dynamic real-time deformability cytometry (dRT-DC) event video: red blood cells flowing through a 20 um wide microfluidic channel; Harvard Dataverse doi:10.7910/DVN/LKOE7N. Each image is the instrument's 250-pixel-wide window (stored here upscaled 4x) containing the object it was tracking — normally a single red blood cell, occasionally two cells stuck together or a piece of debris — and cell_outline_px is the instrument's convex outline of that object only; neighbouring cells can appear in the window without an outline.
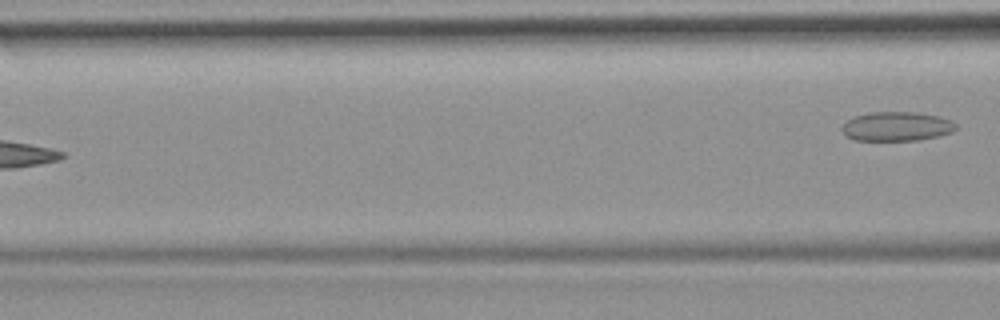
{"species": "common noctule bat (a hibernating species)", "species_latin": "Nyctalus noctula", "temperature_condition": "room temperature", "stored_images_in_passage": 7, "camera_frame_rate_fps": 3000, "um_per_image_px": 0.085, "animal": {"sex": "female", "body_mass_g": 19.9}, "frame": {"image": 1, "passage_image": 7, "time_ms": 7.0, "image_size_px": [1000, 320], "cell_outline_px": [[956, 128], [952, 132], [920, 140], [856, 140], [848, 136], [840, 128], [852, 116], [868, 112], [916, 112], [940, 116], [952, 120], [956, 124]], "centroid_in_image_um": [76.23, 10.73], "position_along_channel_um": 90.4, "area_um2": 19.42}}